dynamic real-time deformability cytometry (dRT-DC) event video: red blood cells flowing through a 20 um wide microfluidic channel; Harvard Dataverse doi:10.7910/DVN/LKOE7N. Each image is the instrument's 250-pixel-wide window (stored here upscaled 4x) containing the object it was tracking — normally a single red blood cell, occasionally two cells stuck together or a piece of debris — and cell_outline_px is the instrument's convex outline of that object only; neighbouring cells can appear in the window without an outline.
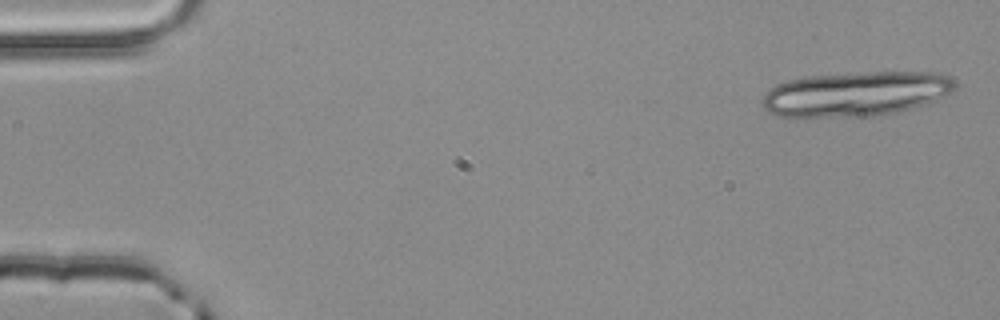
{"species": "common noctule bat (a hibernating species)", "species_latin": "Nyctalus noctula", "temperature_condition": "room temperature", "stored_images_in_passage": 3, "camera_frame_rate_fps": 3000, "um_per_image_px": 0.085, "animal": {"sex": "male", "body_mass_g": 20.4}, "frame": {"image": 1, "passage_image": 3, "time_ms": 0.667, "image_size_px": [1000, 320], "cell_outline_px": [[956, 88], [952, 92], [936, 100], [924, 104], [896, 112], [876, 116], [808, 120], [772, 116], [760, 104], [760, 100], [764, 92], [776, 84], [788, 80], [804, 76], [868, 72], [936, 72], [948, 76], [956, 84]], "centroid_in_image_um": [72.61, 8.03], "position_along_channel_um": 12.4, "area_um2": 51.9}}